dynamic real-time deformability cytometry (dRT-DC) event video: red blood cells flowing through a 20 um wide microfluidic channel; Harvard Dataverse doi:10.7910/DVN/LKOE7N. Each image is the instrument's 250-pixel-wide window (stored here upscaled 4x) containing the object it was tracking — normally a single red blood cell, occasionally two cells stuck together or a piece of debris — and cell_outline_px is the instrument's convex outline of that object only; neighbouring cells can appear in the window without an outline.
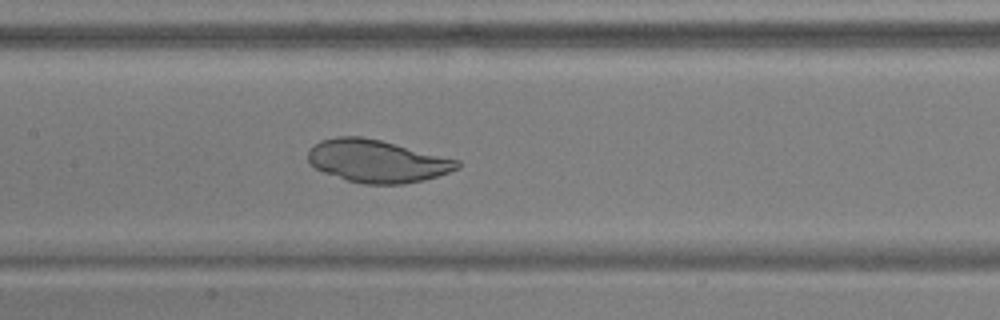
{"species": "common noctule bat (a hibernating species)", "species_latin": "Nyctalus noctula", "temperature_condition": "warm", "stored_images_in_passage": 53, "camera_frame_rate_fps": 3000, "um_per_image_px": 0.085, "animal": {"sex": "male", "body_mass_g": 17.9, "forearm_length_mm": 54.2}, "frame": {"image": 1, "passage_image": 26, "time_ms": 8.333, "image_size_px": [1000, 320], "cell_outline_px": [[460, 168], [424, 180], [404, 184], [364, 184], [348, 180], [324, 172], [316, 168], [308, 160], [308, 152], [320, 140], [336, 136], [360, 136], [380, 140], [460, 160]], "centroid_in_image_um": [32.07, 13.69], "position_along_channel_um": 175.3, "area_um2": 36.76}}
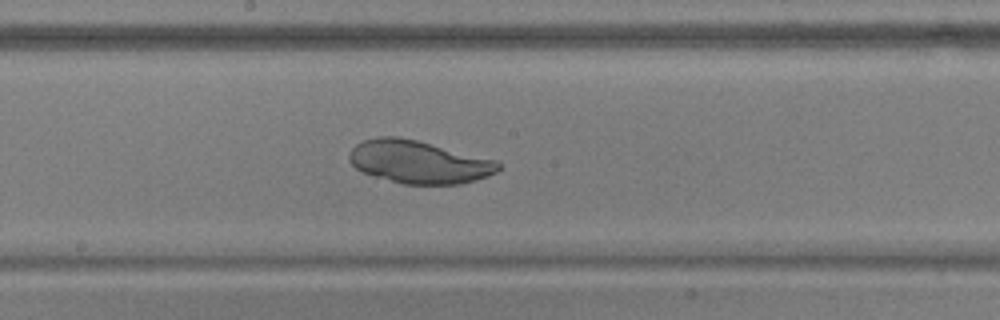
{"frame": {"image": 2, "passage_image": 29, "time_ms": 9.333, "image_size_px": [1000, 320], "cell_outline_px": [[500, 168], [496, 172], [488, 176], [460, 184], [404, 184], [376, 176], [364, 172], [356, 168], [348, 160], [348, 156], [352, 148], [356, 144], [364, 140], [376, 136], [396, 136], [416, 140], [496, 160], [500, 164]], "centroid_in_image_um": [35.58, 13.76], "position_along_channel_um": 212.6, "area_um2": 36.88}}